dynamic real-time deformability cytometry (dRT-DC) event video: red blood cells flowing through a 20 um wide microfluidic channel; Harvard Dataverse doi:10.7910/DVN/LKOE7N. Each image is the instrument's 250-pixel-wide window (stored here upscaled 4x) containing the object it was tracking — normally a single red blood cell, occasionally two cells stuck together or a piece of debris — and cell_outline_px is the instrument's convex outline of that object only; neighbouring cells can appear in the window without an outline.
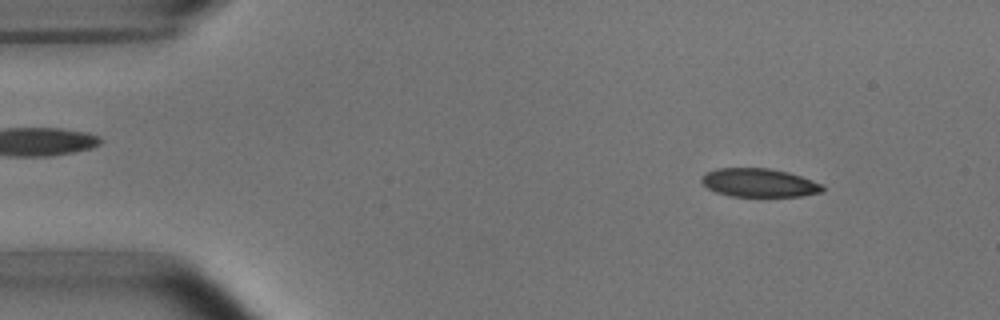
{"species": "common noctule bat (a hibernating species)", "species_latin": "Nyctalus noctula", "temperature_condition": "room temperature", "stored_images_in_passage": 5, "camera_frame_rate_fps": 3000, "um_per_image_px": 0.085, "animal": {"sex": "male", "body_mass_g": 15.6}, "frame": {"image": 1, "passage_image": 1, "time_ms": 0.0, "image_size_px": [1000, 320], "cell_outline_px": [[824, 192], [800, 196], [732, 196], [716, 192], [708, 188], [700, 180], [700, 176], [704, 172], [716, 168], [768, 168], [788, 172], [812, 180], [820, 184], [824, 188]], "centroid_in_image_um": [64.48, 15.52], "position_along_channel_um": 20.5, "area_um2": 20.11}}
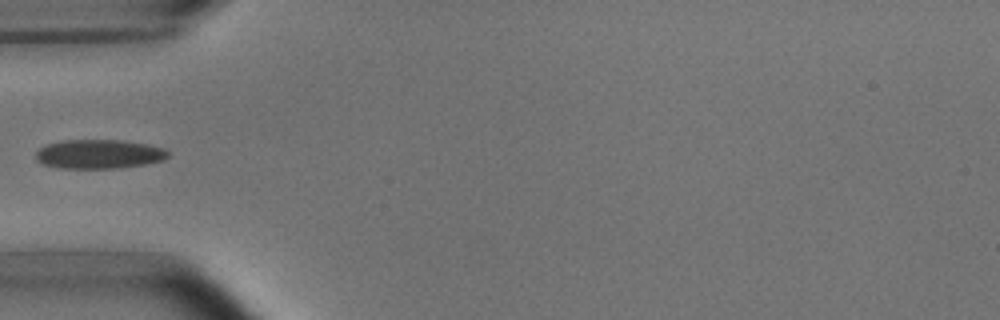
{"frame": {"image": 2, "passage_image": 4, "time_ms": 3.667, "image_size_px": [1000, 320], "cell_outline_px": [[168, 156], [164, 160], [144, 164], [120, 168], [60, 168], [44, 164], [36, 160], [36, 152], [44, 144], [64, 140], [120, 140], [148, 144], [164, 148], [168, 152]], "centroid_in_image_um": [8.4, 13.09], "position_along_channel_um": 76.6, "area_um2": 22.48}}